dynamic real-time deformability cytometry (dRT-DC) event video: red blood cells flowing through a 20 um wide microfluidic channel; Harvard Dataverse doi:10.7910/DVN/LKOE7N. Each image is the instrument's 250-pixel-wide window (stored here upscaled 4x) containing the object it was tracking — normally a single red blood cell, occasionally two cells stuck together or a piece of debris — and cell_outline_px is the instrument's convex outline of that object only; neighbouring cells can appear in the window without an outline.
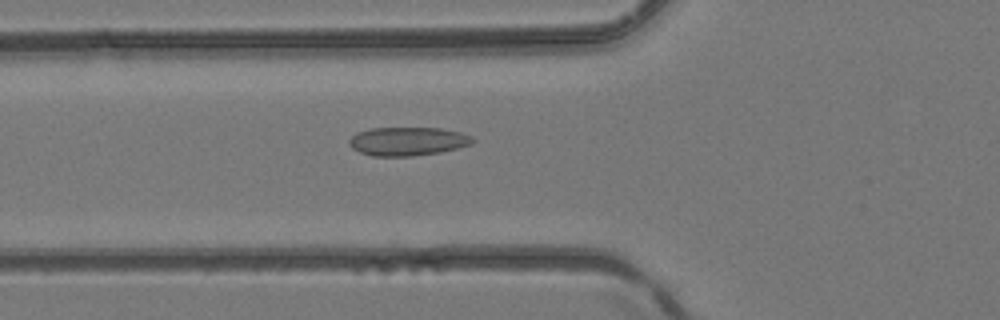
{"species": "common noctule bat (a hibernating species)", "species_latin": "Nyctalus noctula", "temperature_condition": "room temperature", "stored_images_in_passage": 5, "camera_frame_rate_fps": 3000, "um_per_image_px": 0.085, "animal": {"sex": "female", "body_mass_g": 24.6, "forearm_length_mm": 56.2}, "frame": {"image": 1, "passage_image": 5, "time_ms": 1.333, "image_size_px": [1000, 320], "cell_outline_px": [[476, 140], [472, 144], [440, 152], [412, 156], [372, 156], [360, 152], [352, 148], [348, 144], [348, 140], [356, 132], [368, 128], [440, 128], [460, 132], [472, 136]], "centroid_in_image_um": [34.63, 12.01], "position_along_channel_um": 91.2, "area_um2": 20.69}}